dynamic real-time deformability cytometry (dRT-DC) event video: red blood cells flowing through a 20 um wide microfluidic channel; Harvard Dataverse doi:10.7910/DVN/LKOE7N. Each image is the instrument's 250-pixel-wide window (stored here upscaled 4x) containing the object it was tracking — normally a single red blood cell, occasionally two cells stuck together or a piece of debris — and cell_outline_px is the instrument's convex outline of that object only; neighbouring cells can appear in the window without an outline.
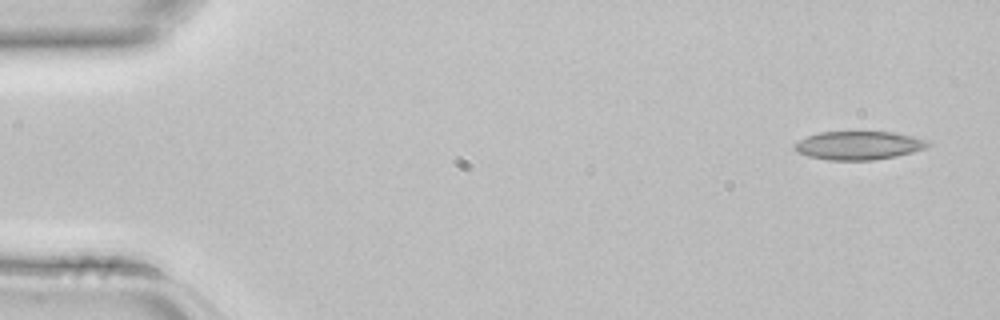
{"species": "common noctule bat (a hibernating species)", "species_latin": "Nyctalus noctula", "temperature_condition": "room temperature", "stored_images_in_passage": 3, "camera_frame_rate_fps": 3000, "um_per_image_px": 0.085, "animal": {"sex": "female", "body_mass_g": 22.7, "forearm_length_mm": 54.2}, "frame": {"image": 1, "passage_image": 1, "time_ms": 0.0, "image_size_px": [1000, 320], "cell_outline_px": [[928, 144], [924, 148], [912, 152], [896, 156], [876, 160], [828, 160], [808, 156], [800, 152], [796, 148], [796, 144], [800, 140], [808, 136], [820, 132], [892, 132], [912, 136], [924, 140]], "centroid_in_image_um": [72.98, 12.37], "position_along_channel_um": 12.0, "area_um2": 21.62}}
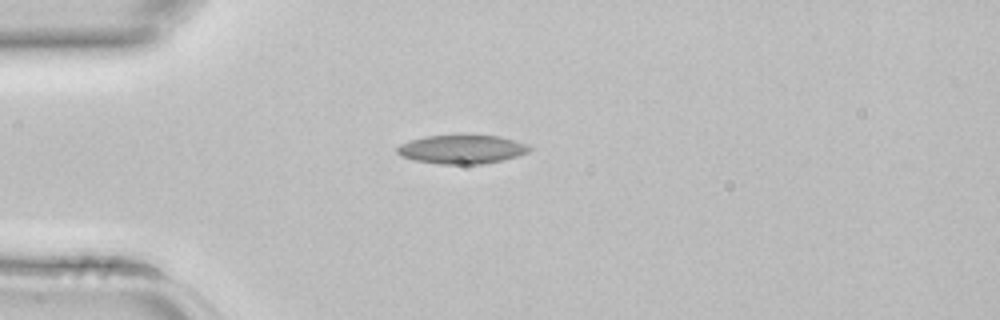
{"frame": {"image": 2, "passage_image": 3, "time_ms": 0.667, "image_size_px": [1000, 320], "cell_outline_px": [[532, 148], [528, 152], [504, 160], [480, 164], [440, 164], [416, 160], [400, 156], [396, 152], [396, 148], [400, 144], [424, 136], [500, 136], [516, 140], [528, 144]], "centroid_in_image_um": [39.27, 12.7], "position_along_channel_um": 45.7, "area_um2": 22.02}}